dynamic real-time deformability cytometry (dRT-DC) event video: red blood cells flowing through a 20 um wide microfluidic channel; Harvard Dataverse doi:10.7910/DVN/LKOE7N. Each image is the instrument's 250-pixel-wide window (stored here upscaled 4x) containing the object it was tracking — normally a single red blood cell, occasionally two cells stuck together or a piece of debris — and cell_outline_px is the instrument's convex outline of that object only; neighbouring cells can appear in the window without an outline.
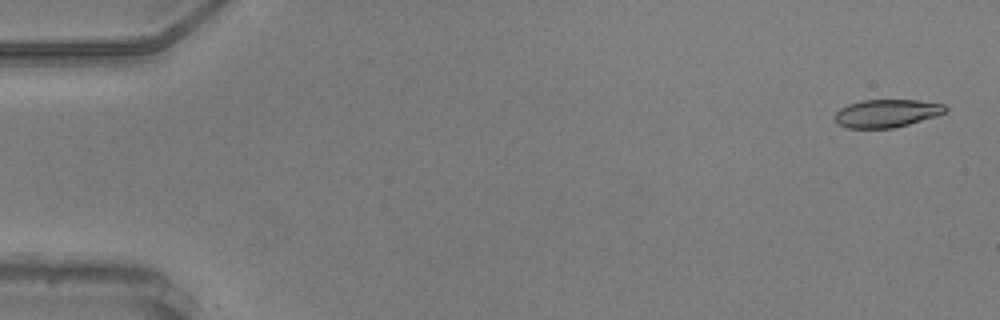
{"species": "common noctule bat (a hibernating species)", "species_latin": "Nyctalus noctula", "temperature_condition": "warm", "stored_images_in_passage": 46, "camera_frame_rate_fps": 3000, "um_per_image_px": 0.085, "animal": {"sex": "male", "body_mass_g": 20.5, "forearm_length_mm": 52.5}, "frame": {"image": 1, "passage_image": 2, "time_ms": 0.333, "image_size_px": [1000, 320], "cell_outline_px": [[948, 108], [944, 112], [936, 116], [908, 124], [892, 128], [848, 128], [836, 124], [832, 116], [840, 108], [848, 104], [864, 100], [920, 100], [944, 104]], "centroid_in_image_um": [75.32, 9.63], "position_along_channel_um": 9.7, "area_um2": 18.09}}
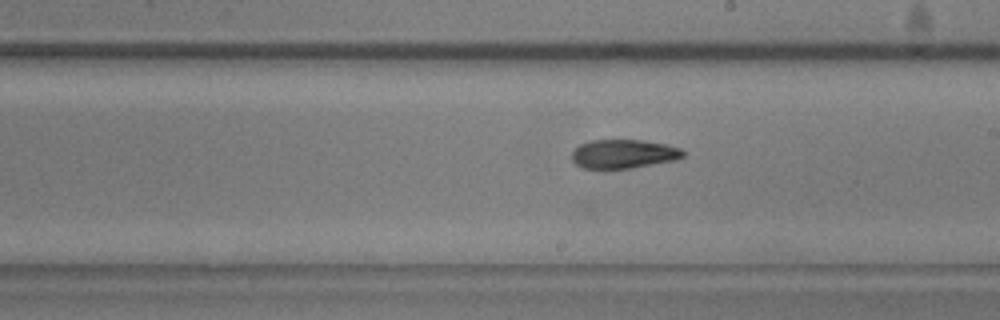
{"frame": {"image": 2, "passage_image": 32, "time_ms": 10.333, "image_size_px": [1000, 320], "cell_outline_px": [[684, 156], [676, 160], [632, 168], [604, 172], [580, 168], [572, 160], [572, 152], [580, 144], [592, 140], [640, 140], [664, 144], [680, 148], [684, 152]], "centroid_in_image_um": [52.93, 13.14], "position_along_channel_um": 236.1, "area_um2": 19.36}}
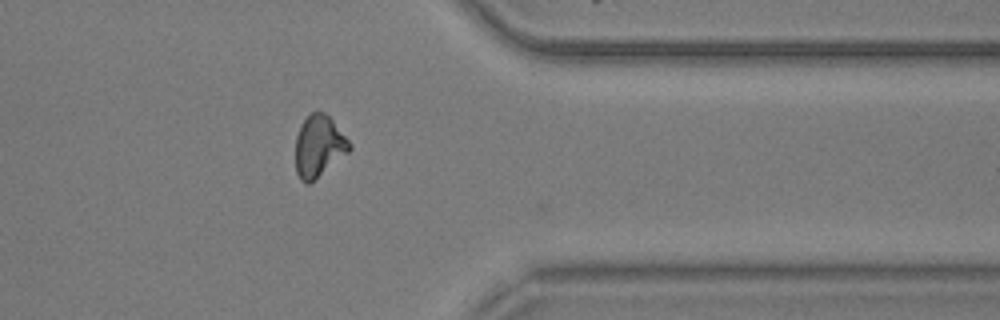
{"frame": {"image": 3, "passage_image": 45, "time_ms": 14.667, "image_size_px": [1000, 320], "cell_outline_px": [[352, 148], [348, 152], [308, 184], [304, 184], [300, 180], [296, 172], [296, 136], [304, 120], [316, 108], [324, 112], [332, 120], [352, 144]], "centroid_in_image_um": [27.09, 12.41], "position_along_channel_um": 384.3, "area_um2": 19.13}, "authors_computed_cell_mechanics": {"area_um2": 19.1029, "velocity_mm_per_s": 3.6663, "shape_relaxation_time_tau1_ms": 10.557, "shape_relaxation_time_tau2_ms": 5.2066, "deformation_change_tau1": 0.2262, "deformation_change_tau2": 0.1409}}